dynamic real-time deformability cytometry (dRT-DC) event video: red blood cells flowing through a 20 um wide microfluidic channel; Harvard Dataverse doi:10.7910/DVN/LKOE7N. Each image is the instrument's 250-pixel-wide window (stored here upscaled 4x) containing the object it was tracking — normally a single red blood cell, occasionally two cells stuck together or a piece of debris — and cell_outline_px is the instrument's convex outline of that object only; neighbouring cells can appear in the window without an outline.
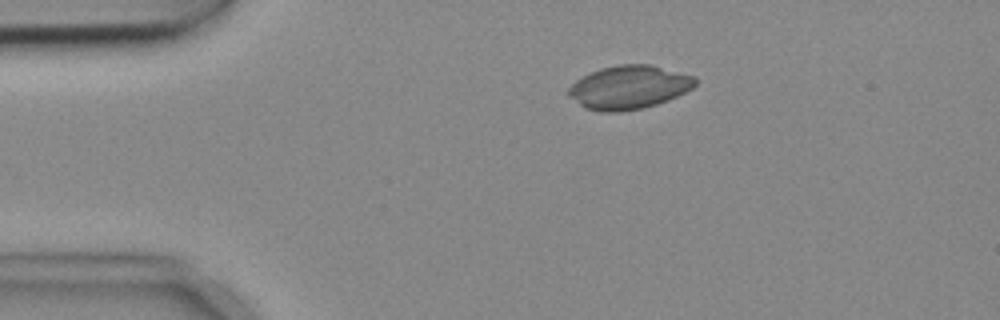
{"species": "common noctule bat (a hibernating species)", "species_latin": "Nyctalus noctula", "temperature_condition": "cold", "stored_images_in_passage": 3, "camera_frame_rate_fps": 3000, "um_per_image_px": 0.085, "animal": {"sex": "female", "body_mass_g": 18.4}, "frame": {"image": 1, "passage_image": 1, "time_ms": 0.0, "image_size_px": [1000, 320], "cell_outline_px": [[696, 84], [692, 88], [668, 100], [644, 108], [620, 112], [600, 112], [584, 108], [568, 96], [568, 88], [576, 80], [600, 68], [616, 64], [652, 64], [696, 76]], "centroid_in_image_um": [53.46, 7.42], "position_along_channel_um": 31.5, "area_um2": 32.37}}